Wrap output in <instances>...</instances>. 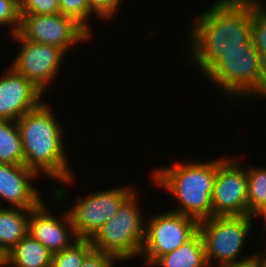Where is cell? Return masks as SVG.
Listing matches in <instances>:
<instances>
[{
    "instance_id": "1",
    "label": "cell",
    "mask_w": 266,
    "mask_h": 267,
    "mask_svg": "<svg viewBox=\"0 0 266 267\" xmlns=\"http://www.w3.org/2000/svg\"><path fill=\"white\" fill-rule=\"evenodd\" d=\"M209 7L192 23L185 46L202 75L226 51L252 42L253 3L218 0Z\"/></svg>"
},
{
    "instance_id": "2",
    "label": "cell",
    "mask_w": 266,
    "mask_h": 267,
    "mask_svg": "<svg viewBox=\"0 0 266 267\" xmlns=\"http://www.w3.org/2000/svg\"><path fill=\"white\" fill-rule=\"evenodd\" d=\"M52 109L43 101L17 120L24 152V165L58 182L72 183L66 152L64 153L63 128Z\"/></svg>"
},
{
    "instance_id": "3",
    "label": "cell",
    "mask_w": 266,
    "mask_h": 267,
    "mask_svg": "<svg viewBox=\"0 0 266 267\" xmlns=\"http://www.w3.org/2000/svg\"><path fill=\"white\" fill-rule=\"evenodd\" d=\"M217 172V160L207 162L175 163L157 168L152 173L153 182L168 191L178 202L179 212L200 222L213 217L212 193Z\"/></svg>"
},
{
    "instance_id": "4",
    "label": "cell",
    "mask_w": 266,
    "mask_h": 267,
    "mask_svg": "<svg viewBox=\"0 0 266 267\" xmlns=\"http://www.w3.org/2000/svg\"><path fill=\"white\" fill-rule=\"evenodd\" d=\"M203 74L211 84L223 90L222 94L228 96L232 104L234 98L237 102L260 96V54L253 42L247 43V47L226 51Z\"/></svg>"
},
{
    "instance_id": "5",
    "label": "cell",
    "mask_w": 266,
    "mask_h": 267,
    "mask_svg": "<svg viewBox=\"0 0 266 267\" xmlns=\"http://www.w3.org/2000/svg\"><path fill=\"white\" fill-rule=\"evenodd\" d=\"M134 191L90 239L94 250L108 253L119 260L139 257L145 237V220Z\"/></svg>"
},
{
    "instance_id": "6",
    "label": "cell",
    "mask_w": 266,
    "mask_h": 267,
    "mask_svg": "<svg viewBox=\"0 0 266 267\" xmlns=\"http://www.w3.org/2000/svg\"><path fill=\"white\" fill-rule=\"evenodd\" d=\"M253 215L213 216L198 223L206 260L209 267H222L246 260L253 255L240 258L247 235L252 229ZM217 260L214 266L213 259Z\"/></svg>"
},
{
    "instance_id": "7",
    "label": "cell",
    "mask_w": 266,
    "mask_h": 267,
    "mask_svg": "<svg viewBox=\"0 0 266 267\" xmlns=\"http://www.w3.org/2000/svg\"><path fill=\"white\" fill-rule=\"evenodd\" d=\"M145 237L141 254L146 266H152L161 256L171 253L198 232V221L179 212L166 210L145 221Z\"/></svg>"
},
{
    "instance_id": "8",
    "label": "cell",
    "mask_w": 266,
    "mask_h": 267,
    "mask_svg": "<svg viewBox=\"0 0 266 267\" xmlns=\"http://www.w3.org/2000/svg\"><path fill=\"white\" fill-rule=\"evenodd\" d=\"M124 185L101 192L90 193L86 197L77 196L71 207L74 232L78 239H91L96 232L118 212L120 205L135 191Z\"/></svg>"
},
{
    "instance_id": "9",
    "label": "cell",
    "mask_w": 266,
    "mask_h": 267,
    "mask_svg": "<svg viewBox=\"0 0 266 267\" xmlns=\"http://www.w3.org/2000/svg\"><path fill=\"white\" fill-rule=\"evenodd\" d=\"M18 34L28 42L53 45L66 54L72 46L92 37L73 18L61 13L52 15H20Z\"/></svg>"
},
{
    "instance_id": "10",
    "label": "cell",
    "mask_w": 266,
    "mask_h": 267,
    "mask_svg": "<svg viewBox=\"0 0 266 267\" xmlns=\"http://www.w3.org/2000/svg\"><path fill=\"white\" fill-rule=\"evenodd\" d=\"M211 198L213 216L248 215L247 172L237 158L217 159Z\"/></svg>"
},
{
    "instance_id": "11",
    "label": "cell",
    "mask_w": 266,
    "mask_h": 267,
    "mask_svg": "<svg viewBox=\"0 0 266 267\" xmlns=\"http://www.w3.org/2000/svg\"><path fill=\"white\" fill-rule=\"evenodd\" d=\"M12 39L20 43L22 48L10 67L16 73L25 76L44 93L57 76L66 53L53 45L28 42L18 33L13 35Z\"/></svg>"
},
{
    "instance_id": "12",
    "label": "cell",
    "mask_w": 266,
    "mask_h": 267,
    "mask_svg": "<svg viewBox=\"0 0 266 267\" xmlns=\"http://www.w3.org/2000/svg\"><path fill=\"white\" fill-rule=\"evenodd\" d=\"M43 95L25 76L8 67L0 77V120L17 121L38 107Z\"/></svg>"
},
{
    "instance_id": "13",
    "label": "cell",
    "mask_w": 266,
    "mask_h": 267,
    "mask_svg": "<svg viewBox=\"0 0 266 267\" xmlns=\"http://www.w3.org/2000/svg\"><path fill=\"white\" fill-rule=\"evenodd\" d=\"M42 201L31 210L29 231L33 238L45 246L52 254L70 247L78 240L72 225L69 212L62 215V219L51 214L48 206Z\"/></svg>"
},
{
    "instance_id": "14",
    "label": "cell",
    "mask_w": 266,
    "mask_h": 267,
    "mask_svg": "<svg viewBox=\"0 0 266 267\" xmlns=\"http://www.w3.org/2000/svg\"><path fill=\"white\" fill-rule=\"evenodd\" d=\"M39 175L24 164L0 163V198L10 208L33 209L43 200L33 180ZM31 181V182H30Z\"/></svg>"
},
{
    "instance_id": "15",
    "label": "cell",
    "mask_w": 266,
    "mask_h": 267,
    "mask_svg": "<svg viewBox=\"0 0 266 267\" xmlns=\"http://www.w3.org/2000/svg\"><path fill=\"white\" fill-rule=\"evenodd\" d=\"M2 206L0 203V246L8 253L28 234L32 209Z\"/></svg>"
},
{
    "instance_id": "16",
    "label": "cell",
    "mask_w": 266,
    "mask_h": 267,
    "mask_svg": "<svg viewBox=\"0 0 266 267\" xmlns=\"http://www.w3.org/2000/svg\"><path fill=\"white\" fill-rule=\"evenodd\" d=\"M53 254L27 234L7 253L5 267H51Z\"/></svg>"
},
{
    "instance_id": "17",
    "label": "cell",
    "mask_w": 266,
    "mask_h": 267,
    "mask_svg": "<svg viewBox=\"0 0 266 267\" xmlns=\"http://www.w3.org/2000/svg\"><path fill=\"white\" fill-rule=\"evenodd\" d=\"M155 267H209L202 236L197 232L175 251L161 256Z\"/></svg>"
},
{
    "instance_id": "18",
    "label": "cell",
    "mask_w": 266,
    "mask_h": 267,
    "mask_svg": "<svg viewBox=\"0 0 266 267\" xmlns=\"http://www.w3.org/2000/svg\"><path fill=\"white\" fill-rule=\"evenodd\" d=\"M0 163L24 164V152L17 121L0 120Z\"/></svg>"
},
{
    "instance_id": "19",
    "label": "cell",
    "mask_w": 266,
    "mask_h": 267,
    "mask_svg": "<svg viewBox=\"0 0 266 267\" xmlns=\"http://www.w3.org/2000/svg\"><path fill=\"white\" fill-rule=\"evenodd\" d=\"M248 168V169H247ZM248 215H254L266 204V168L246 167Z\"/></svg>"
},
{
    "instance_id": "20",
    "label": "cell",
    "mask_w": 266,
    "mask_h": 267,
    "mask_svg": "<svg viewBox=\"0 0 266 267\" xmlns=\"http://www.w3.org/2000/svg\"><path fill=\"white\" fill-rule=\"evenodd\" d=\"M93 250L90 239H78L70 247L53 254L51 267H82Z\"/></svg>"
},
{
    "instance_id": "21",
    "label": "cell",
    "mask_w": 266,
    "mask_h": 267,
    "mask_svg": "<svg viewBox=\"0 0 266 267\" xmlns=\"http://www.w3.org/2000/svg\"><path fill=\"white\" fill-rule=\"evenodd\" d=\"M60 13L73 18L90 35L93 34L88 18L92 15L88 0H61L59 3Z\"/></svg>"
},
{
    "instance_id": "22",
    "label": "cell",
    "mask_w": 266,
    "mask_h": 267,
    "mask_svg": "<svg viewBox=\"0 0 266 267\" xmlns=\"http://www.w3.org/2000/svg\"><path fill=\"white\" fill-rule=\"evenodd\" d=\"M252 42L261 55L266 51V9L253 3Z\"/></svg>"
},
{
    "instance_id": "23",
    "label": "cell",
    "mask_w": 266,
    "mask_h": 267,
    "mask_svg": "<svg viewBox=\"0 0 266 267\" xmlns=\"http://www.w3.org/2000/svg\"><path fill=\"white\" fill-rule=\"evenodd\" d=\"M20 15L59 14L60 7L56 0H19Z\"/></svg>"
},
{
    "instance_id": "24",
    "label": "cell",
    "mask_w": 266,
    "mask_h": 267,
    "mask_svg": "<svg viewBox=\"0 0 266 267\" xmlns=\"http://www.w3.org/2000/svg\"><path fill=\"white\" fill-rule=\"evenodd\" d=\"M19 0H0V26L10 25V35L18 33L20 28Z\"/></svg>"
},
{
    "instance_id": "25",
    "label": "cell",
    "mask_w": 266,
    "mask_h": 267,
    "mask_svg": "<svg viewBox=\"0 0 266 267\" xmlns=\"http://www.w3.org/2000/svg\"><path fill=\"white\" fill-rule=\"evenodd\" d=\"M88 3L96 17L106 20L114 17L118 12L121 0H88Z\"/></svg>"
},
{
    "instance_id": "26",
    "label": "cell",
    "mask_w": 266,
    "mask_h": 267,
    "mask_svg": "<svg viewBox=\"0 0 266 267\" xmlns=\"http://www.w3.org/2000/svg\"><path fill=\"white\" fill-rule=\"evenodd\" d=\"M120 261L113 255L93 250L83 261L82 267H115V262Z\"/></svg>"
},
{
    "instance_id": "27",
    "label": "cell",
    "mask_w": 266,
    "mask_h": 267,
    "mask_svg": "<svg viewBox=\"0 0 266 267\" xmlns=\"http://www.w3.org/2000/svg\"><path fill=\"white\" fill-rule=\"evenodd\" d=\"M261 63V88H260V98H266V51L260 55Z\"/></svg>"
},
{
    "instance_id": "28",
    "label": "cell",
    "mask_w": 266,
    "mask_h": 267,
    "mask_svg": "<svg viewBox=\"0 0 266 267\" xmlns=\"http://www.w3.org/2000/svg\"><path fill=\"white\" fill-rule=\"evenodd\" d=\"M222 267H259L258 261H257V253L253 254L252 257L246 260L224 265Z\"/></svg>"
},
{
    "instance_id": "29",
    "label": "cell",
    "mask_w": 266,
    "mask_h": 267,
    "mask_svg": "<svg viewBox=\"0 0 266 267\" xmlns=\"http://www.w3.org/2000/svg\"><path fill=\"white\" fill-rule=\"evenodd\" d=\"M254 218L257 219V218H260V219H263V222L264 223V228L266 227V204H264L254 215Z\"/></svg>"
},
{
    "instance_id": "30",
    "label": "cell",
    "mask_w": 266,
    "mask_h": 267,
    "mask_svg": "<svg viewBox=\"0 0 266 267\" xmlns=\"http://www.w3.org/2000/svg\"><path fill=\"white\" fill-rule=\"evenodd\" d=\"M6 261H7V253L0 246V265L2 267H5Z\"/></svg>"
},
{
    "instance_id": "31",
    "label": "cell",
    "mask_w": 266,
    "mask_h": 267,
    "mask_svg": "<svg viewBox=\"0 0 266 267\" xmlns=\"http://www.w3.org/2000/svg\"><path fill=\"white\" fill-rule=\"evenodd\" d=\"M258 254L259 253H257V261H258L259 267H266V254L264 255L259 254V256Z\"/></svg>"
},
{
    "instance_id": "32",
    "label": "cell",
    "mask_w": 266,
    "mask_h": 267,
    "mask_svg": "<svg viewBox=\"0 0 266 267\" xmlns=\"http://www.w3.org/2000/svg\"><path fill=\"white\" fill-rule=\"evenodd\" d=\"M230 1H234V2H238V3H254L258 6H262V1L261 0H230ZM261 1V2H260Z\"/></svg>"
}]
</instances>
